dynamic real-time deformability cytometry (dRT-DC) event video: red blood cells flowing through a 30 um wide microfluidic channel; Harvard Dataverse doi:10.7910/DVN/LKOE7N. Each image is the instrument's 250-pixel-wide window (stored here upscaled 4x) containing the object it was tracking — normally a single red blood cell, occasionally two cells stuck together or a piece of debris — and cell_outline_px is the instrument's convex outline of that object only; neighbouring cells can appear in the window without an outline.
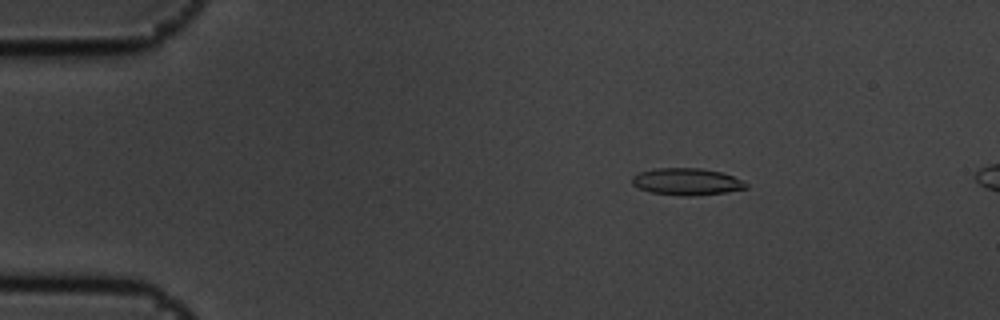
{"species": "common noctule bat (a hibernating species)", "species_latin": "Nyctalus noctula", "temperature_condition": "cold", "stored_images_in_passage": 5, "camera_frame_rate_fps": 3000, "um_per_image_px": 0.085, "animal": {"sex": "male", "body_mass_g": 19.5, "forearm_length_mm": 54.6}, "frame": {"image": 1, "passage_image": 3, "time_ms": 0.667, "image_size_px": [1000, 320], "cell_outline_px": [[748, 188], [724, 192], [692, 196], [684, 196], [652, 192], [640, 188], [632, 184], [632, 176], [640, 172], [656, 168], [700, 168], [720, 172], [732, 176], [748, 184]], "centroid_in_image_um": [58.36, 15.44], "position_along_channel_um": 26.6, "area_um2": 17.63}}